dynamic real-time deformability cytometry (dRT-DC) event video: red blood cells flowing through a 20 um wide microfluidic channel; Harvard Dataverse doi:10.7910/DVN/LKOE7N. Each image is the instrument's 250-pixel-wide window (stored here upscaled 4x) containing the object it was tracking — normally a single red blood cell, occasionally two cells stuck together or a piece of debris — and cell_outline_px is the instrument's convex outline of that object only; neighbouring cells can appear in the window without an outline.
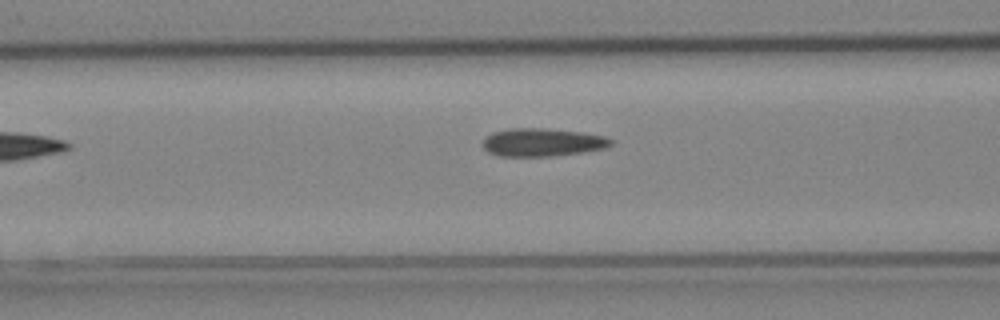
{"species": "Egyptian fruit bat (a non-hibernating species)", "species_latin": "Rousettus aegyptiacus", "temperature_condition": "cold", "stored_images_in_passage": 6, "camera_frame_rate_fps": 3000, "um_per_image_px": 0.085, "animal": {"sex": "female"}, "frame": {"image": 1, "passage_image": 5, "time_ms": 1.333, "image_size_px": [1000, 320], "cell_outline_px": [[612, 144], [604, 148], [580, 152], [552, 156], [500, 156], [488, 152], [480, 144], [484, 136], [492, 132], [508, 128], [544, 128], [580, 132], [604, 136], [612, 140]], "centroid_in_image_um": [46.01, 12.09], "position_along_channel_um": 120.6, "area_um2": 20.98}}
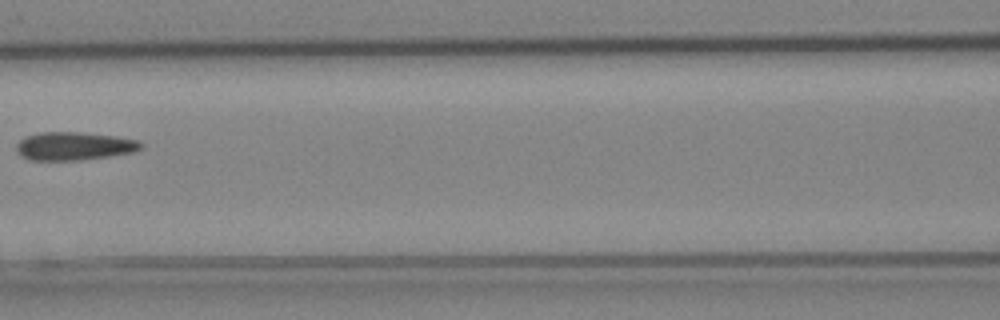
{"frame": {"image": 2, "passage_image": 6, "time_ms": 1.667, "image_size_px": [1000, 320], "cell_outline_px": [[144, 148], [136, 152], [80, 160], [28, 160], [20, 156], [16, 152], [16, 144], [24, 136], [40, 132], [80, 132], [116, 136], [140, 140], [144, 144]], "centroid_in_image_um": [6.31, 12.41], "position_along_channel_um": 160.3, "area_um2": 20.87}}